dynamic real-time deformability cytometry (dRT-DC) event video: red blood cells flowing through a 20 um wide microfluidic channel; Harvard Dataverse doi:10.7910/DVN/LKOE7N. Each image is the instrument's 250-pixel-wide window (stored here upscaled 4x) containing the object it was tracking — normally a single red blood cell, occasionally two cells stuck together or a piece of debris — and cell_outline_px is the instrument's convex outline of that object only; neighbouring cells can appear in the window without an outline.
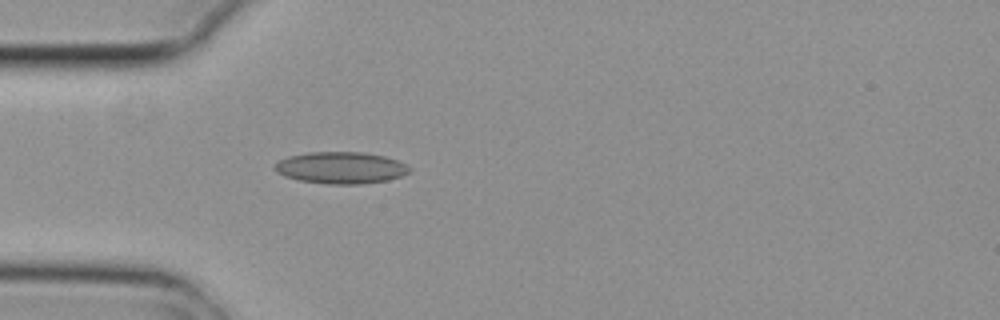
{"species": "common noctule bat (a hibernating species)", "species_latin": "Nyctalus noctula", "temperature_condition": "cold", "stored_images_in_passage": 3, "camera_frame_rate_fps": 3000, "um_per_image_px": 0.085, "animal": {"sex": "female", "body_mass_g": 29.2, "forearm_length_mm": 56.3}, "frame": {"image": 1, "passage_image": 3, "time_ms": 0.667, "image_size_px": [1000, 320], "cell_outline_px": [[412, 168], [408, 172], [400, 176], [388, 180], [360, 184], [328, 184], [300, 180], [284, 176], [276, 172], [272, 168], [280, 160], [288, 156], [308, 152], [360, 152], [384, 156], [396, 160]], "centroid_in_image_um": [28.94, 14.26], "position_along_channel_um": 56.1, "area_um2": 24.8}}